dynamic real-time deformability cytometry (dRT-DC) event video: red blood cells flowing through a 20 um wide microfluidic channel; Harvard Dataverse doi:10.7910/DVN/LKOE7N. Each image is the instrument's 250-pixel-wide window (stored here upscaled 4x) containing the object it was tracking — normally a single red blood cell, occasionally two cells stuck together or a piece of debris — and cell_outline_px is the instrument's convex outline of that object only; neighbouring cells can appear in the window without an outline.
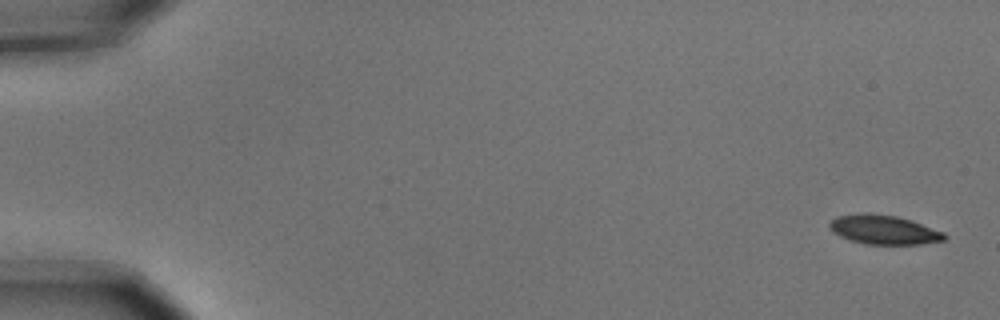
{"species": "common noctule bat (a hibernating species)", "species_latin": "Nyctalus noctula", "temperature_condition": "cold", "stored_images_in_passage": 5, "camera_frame_rate_fps": 3000, "um_per_image_px": 0.085, "animal": {"sex": "male", "body_mass_g": 15.6}, "frame": {"image": 1, "passage_image": 1, "time_ms": 0.0, "image_size_px": [1000, 320], "cell_outline_px": [[948, 236], [944, 240], [920, 244], [864, 244], [848, 240], [832, 232], [828, 228], [828, 224], [836, 216], [864, 212], [872, 212], [896, 216], [912, 220], [944, 232]], "centroid_in_image_um": [75.09, 19.51], "position_along_channel_um": 9.9, "area_um2": 19.88}}
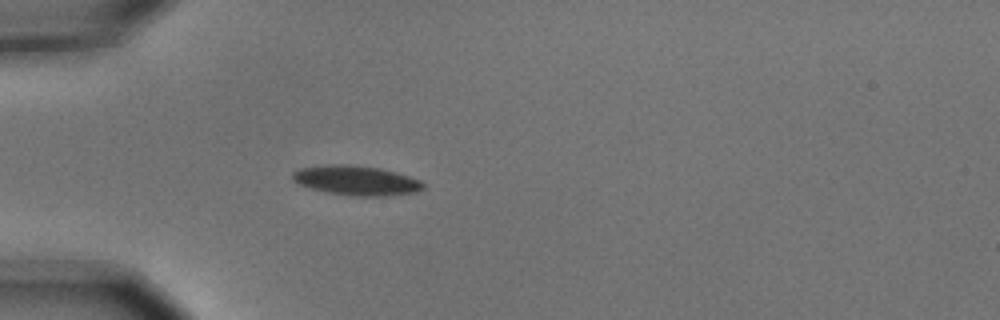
{"frame": {"image": 2, "passage_image": 5, "time_ms": 1.333, "image_size_px": [1000, 320], "cell_outline_px": [[424, 188], [416, 192], [388, 196], [356, 196], [328, 192], [312, 188], [300, 184], [292, 180], [292, 172], [300, 168], [328, 164], [348, 164], [380, 168], [396, 172], [420, 180], [424, 184]], "centroid_in_image_um": [30.29, 15.33], "position_along_channel_um": 54.7, "area_um2": 22.48}}